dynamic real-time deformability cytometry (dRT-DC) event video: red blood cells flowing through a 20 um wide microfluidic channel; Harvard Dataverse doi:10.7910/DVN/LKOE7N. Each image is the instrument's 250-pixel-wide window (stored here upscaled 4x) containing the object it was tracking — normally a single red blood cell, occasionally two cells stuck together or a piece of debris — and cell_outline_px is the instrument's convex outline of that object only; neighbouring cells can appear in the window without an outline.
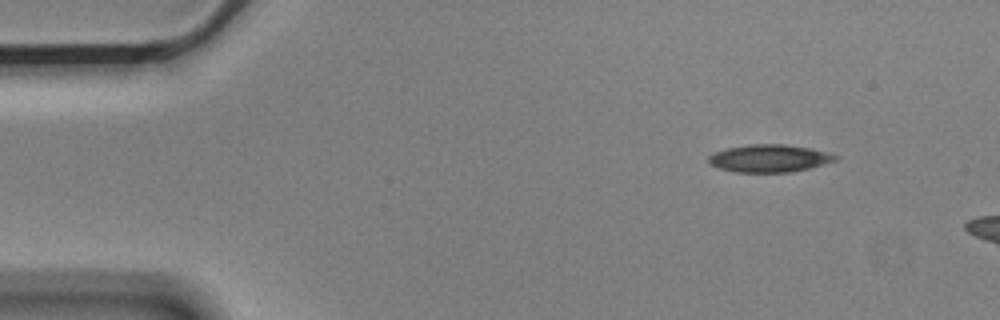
{"species": "Egyptian fruit bat (a non-hibernating species)", "species_latin": "Rousettus aegyptiacus", "temperature_condition": "cold", "stored_images_in_passage": 4, "camera_frame_rate_fps": 3000, "um_per_image_px": 0.085, "animal": {"sex": "male"}, "frame": {"image": 1, "passage_image": 1, "time_ms": 0.0, "image_size_px": [1000, 320], "cell_outline_px": [[840, 156], [836, 160], [808, 168], [788, 172], [736, 172], [720, 168], [708, 164], [708, 156], [716, 152], [728, 148], [748, 144], [784, 144], [812, 148], [828, 152]], "centroid_in_image_um": [65.4, 13.45], "position_along_channel_um": 19.6, "area_um2": 20.29}}